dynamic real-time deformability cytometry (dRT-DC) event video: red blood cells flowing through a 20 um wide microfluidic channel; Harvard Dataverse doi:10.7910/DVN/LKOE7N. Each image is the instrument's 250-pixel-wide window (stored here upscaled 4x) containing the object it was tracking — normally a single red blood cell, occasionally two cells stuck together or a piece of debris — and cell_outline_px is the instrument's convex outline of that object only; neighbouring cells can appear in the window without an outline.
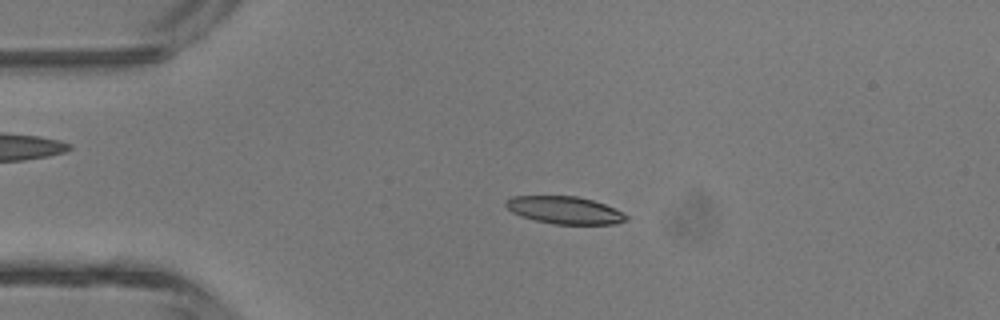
{"species": "common noctule bat (a hibernating species)", "species_latin": "Nyctalus noctula", "temperature_condition": "room temperature", "stored_images_in_passage": 3, "camera_frame_rate_fps": 3000, "um_per_image_px": 0.085, "animal": {"sex": "male", "body_mass_g": 13.3}, "frame": {"image": 1, "passage_image": 2, "time_ms": 2.0, "image_size_px": [1000, 320], "cell_outline_px": [[628, 220], [616, 224], [556, 224], [536, 220], [520, 216], [512, 212], [504, 204], [504, 200], [512, 196], [576, 196], [592, 200], [604, 204], [628, 216]], "centroid_in_image_um": [47.96, 17.86], "position_along_channel_um": 37.0, "area_um2": 19.13}}